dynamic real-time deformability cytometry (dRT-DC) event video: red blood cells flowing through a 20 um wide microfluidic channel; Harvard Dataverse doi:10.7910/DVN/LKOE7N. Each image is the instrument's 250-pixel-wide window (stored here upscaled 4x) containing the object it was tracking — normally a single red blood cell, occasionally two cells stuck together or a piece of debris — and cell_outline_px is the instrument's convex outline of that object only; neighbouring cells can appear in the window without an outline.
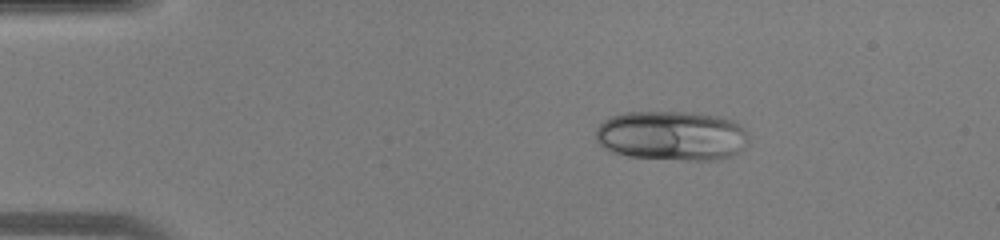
{"species": "human", "species_latin": "Homo sapiens", "temperature_condition": "warm", "stored_images_in_passage": 41, "camera_frame_rate_fps": 3000, "um_per_image_px": 0.085, "donor": {"sex": "male"}, "frame": {"image": 1, "passage_image": 4, "time_ms": 1.0, "image_size_px": [1000, 240], "cell_outline_px": [[736, 128], [728, 152], [720, 156], [632, 156], [608, 148], [600, 140], [596, 132], [600, 124], [616, 116], [636, 112], [648, 112], [708, 116], [724, 120], [732, 124]], "centroid_in_image_um": [56.68, 11.46], "position_along_channel_um": 28.3, "area_um2": 37.28}}
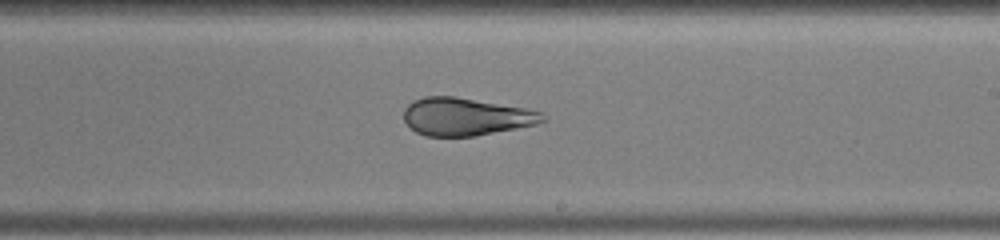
{"frame": {"image": 2, "passage_image": 23, "time_ms": 7.333, "image_size_px": [1000, 240], "cell_outline_px": [[544, 120], [532, 124], [472, 136], [428, 136], [416, 132], [404, 120], [404, 112], [408, 104], [416, 100], [428, 96], [452, 96], [520, 108], [540, 112]], "centroid_in_image_um": [39.48, 9.92], "position_along_channel_um": 249.5, "area_um2": 29.19}}
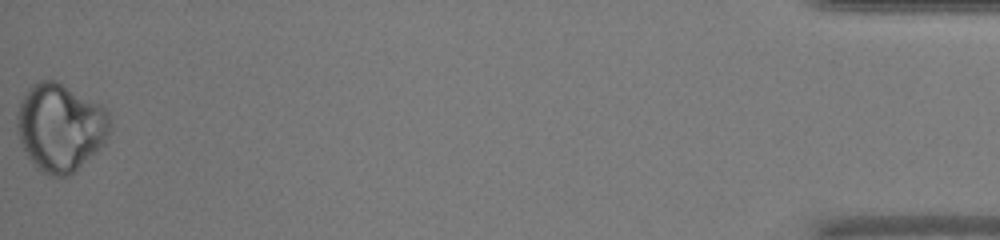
{"frame": {"image": 3, "passage_image": 41, "time_ms": 13.333, "image_size_px": [1000, 240], "cell_outline_px": [[108, 124], [96, 148], [72, 172], [48, 172], [24, 148], [20, 136], [20, 104], [24, 96], [36, 84], [44, 80], [52, 80], [60, 84], [96, 108], [104, 116]], "centroid_in_image_um": [5.03, 10.78], "position_along_channel_um": 430.2, "area_um2": 41.5}}